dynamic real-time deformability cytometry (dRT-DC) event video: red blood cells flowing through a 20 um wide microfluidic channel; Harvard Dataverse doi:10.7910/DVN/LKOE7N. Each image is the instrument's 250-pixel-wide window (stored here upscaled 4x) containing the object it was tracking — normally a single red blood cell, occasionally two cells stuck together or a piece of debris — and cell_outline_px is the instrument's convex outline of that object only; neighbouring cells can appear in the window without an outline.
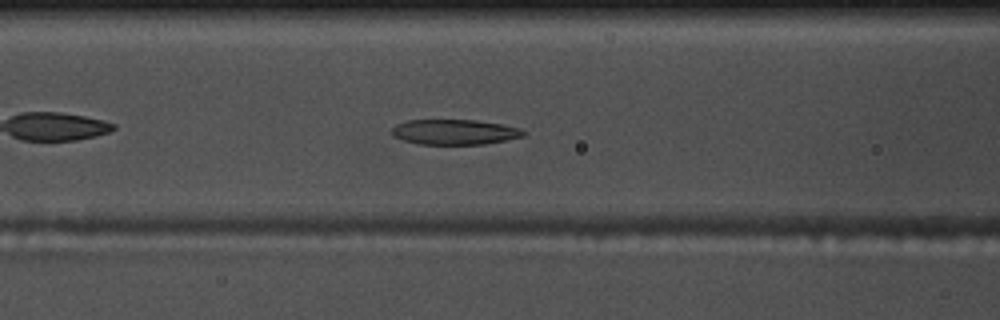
{"species": "common noctule bat (a hibernating species)", "species_latin": "Nyctalus noctula", "temperature_condition": "warm", "stored_images_in_passage": 42, "camera_frame_rate_fps": 3000, "um_per_image_px": 0.085, "animal": {"sex": "male", "body_mass_g": 17.5, "forearm_length_mm": 52.3}, "frame": {"image": 1, "passage_image": 10, "time_ms": 3.0, "image_size_px": [1000, 320], "cell_outline_px": [[528, 132], [524, 136], [484, 144], [416, 144], [392, 136], [388, 132], [396, 124], [408, 120], [476, 120], [500, 124], [520, 128]], "centroid_in_image_um": [38.6, 11.22], "position_along_channel_um": 128.0, "area_um2": 19.42}}
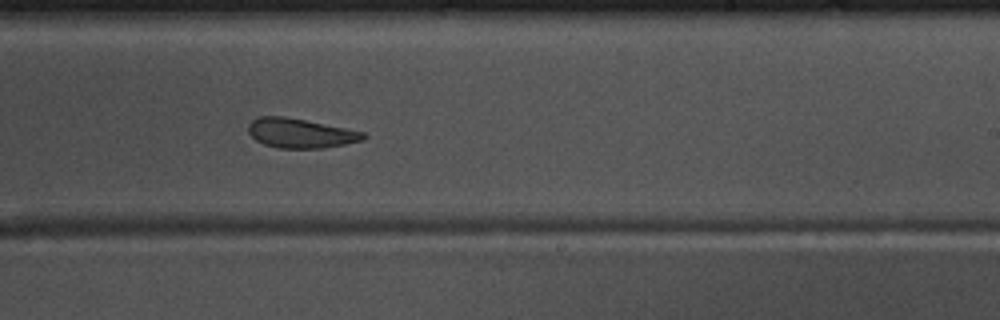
{"frame": {"image": 2, "passage_image": 21, "time_ms": 6.667, "image_size_px": [1000, 320], "cell_outline_px": [[368, 136], [364, 140], [324, 148], [276, 148], [264, 144], [256, 140], [248, 132], [248, 124], [252, 120], [260, 116], [284, 116], [364, 132]], "centroid_in_image_um": [25.52, 11.33], "position_along_channel_um": 263.5, "area_um2": 19.65}}
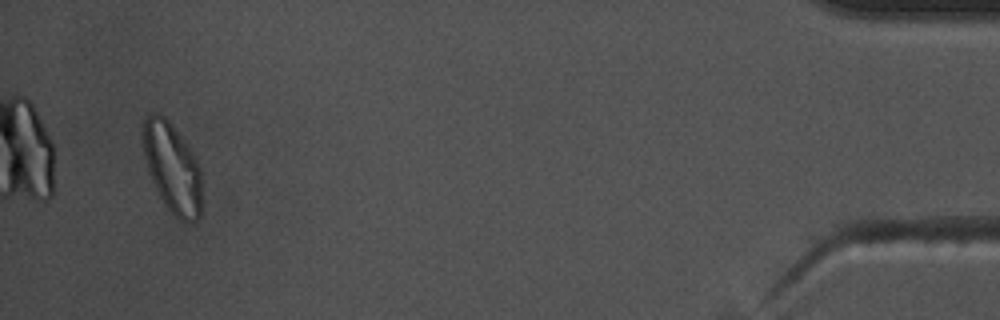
{"frame": {"image": 3, "passage_image": 40, "time_ms": 13.0, "image_size_px": [1000, 320], "cell_outline_px": [[200, 216], [196, 220], [180, 220], [164, 204], [148, 172], [144, 156], [140, 132], [144, 120], [152, 112], [160, 112], [172, 124], [184, 140], [192, 152], [200, 168]], "centroid_in_image_um": [14.59, 14.19], "position_along_channel_um": 420.6, "area_um2": 30.69}, "authors_computed_cell_mechanics": {"area_um2": 20.9525, "velocity_mm_per_s": 3.7068, "shape_relaxation_time_tau1_ms": 5.7044, "shape_relaxation_time_tau2_ms": 2.2784, "deformation_change_tau1": 0.1799, "deformation_change_tau2": 0.0964}}